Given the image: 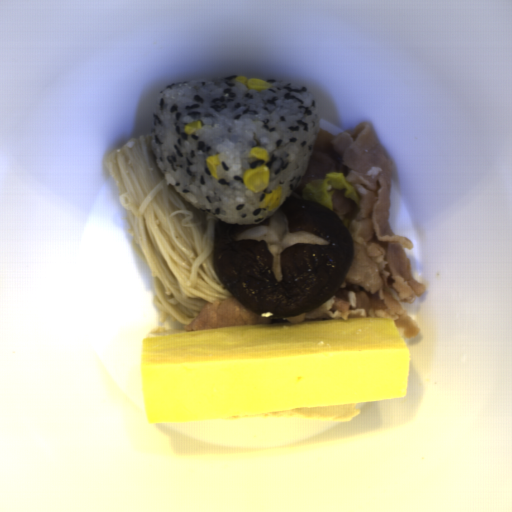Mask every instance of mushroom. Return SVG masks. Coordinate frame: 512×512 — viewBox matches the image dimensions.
<instances>
[{
    "label": "mushroom",
    "instance_id": "mushroom-1",
    "mask_svg": "<svg viewBox=\"0 0 512 512\" xmlns=\"http://www.w3.org/2000/svg\"><path fill=\"white\" fill-rule=\"evenodd\" d=\"M355 257L338 213L294 196L260 224L218 221L213 270L222 287L256 315L292 318L333 297Z\"/></svg>",
    "mask_w": 512,
    "mask_h": 512
}]
</instances>
